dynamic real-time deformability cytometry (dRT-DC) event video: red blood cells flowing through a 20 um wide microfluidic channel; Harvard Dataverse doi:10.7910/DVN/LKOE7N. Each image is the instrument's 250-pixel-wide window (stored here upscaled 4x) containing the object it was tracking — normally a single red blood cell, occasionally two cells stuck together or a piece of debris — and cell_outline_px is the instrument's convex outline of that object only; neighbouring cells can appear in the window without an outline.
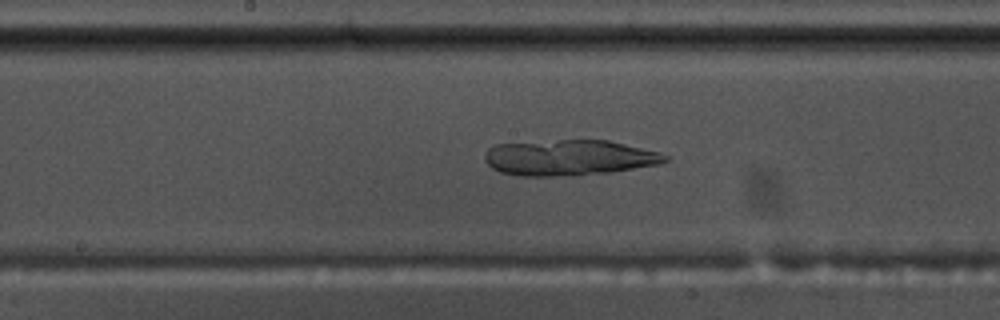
{"species": "common noctule bat (a hibernating species)", "species_latin": "Nyctalus noctula", "temperature_condition": "warm", "stored_images_in_passage": 57, "camera_frame_rate_fps": 3000, "um_per_image_px": 0.085, "animal": {"sex": "male", "body_mass_g": 17.5, "forearm_length_mm": 52.3}, "frame": {"image": 1, "passage_image": 30, "time_ms": 9.667, "image_size_px": [1000, 320], "cell_outline_px": [[668, 160], [660, 164], [612, 172], [572, 176], [520, 176], [500, 172], [492, 168], [484, 160], [484, 156], [488, 148], [496, 144], [560, 140], [608, 140], [660, 152], [668, 156]], "centroid_in_image_um": [48.37, 13.41], "position_along_channel_um": 199.8, "area_um2": 37.69}}